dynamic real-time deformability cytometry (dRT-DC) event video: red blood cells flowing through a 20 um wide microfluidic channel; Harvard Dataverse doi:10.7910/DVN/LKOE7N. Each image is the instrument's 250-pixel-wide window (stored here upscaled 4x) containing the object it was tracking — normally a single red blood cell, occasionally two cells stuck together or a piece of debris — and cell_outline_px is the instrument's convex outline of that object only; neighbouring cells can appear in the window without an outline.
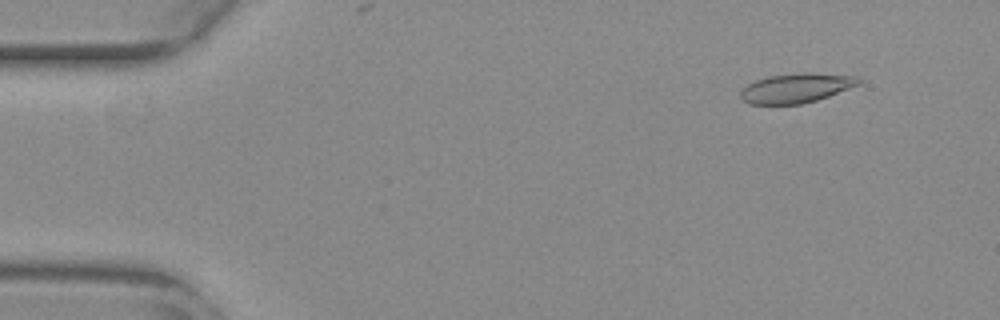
{"species": "common noctule bat (a hibernating species)", "species_latin": "Nyctalus noctula", "temperature_condition": "warm", "stored_images_in_passage": 54, "camera_frame_rate_fps": 3000, "um_per_image_px": 0.085, "animal": {"sex": "female", "body_mass_g": 29.2, "forearm_length_mm": 56.3}, "frame": {"image": 1, "passage_image": 6, "time_ms": 1.667, "image_size_px": [1000, 320], "cell_outline_px": [[860, 84], [828, 96], [816, 100], [800, 104], [748, 104], [740, 96], [740, 92], [748, 84], [756, 80], [768, 76], [800, 72], [808, 72], [856, 76], [860, 80]], "centroid_in_image_um": [67.67, 7.47], "position_along_channel_um": 17.3, "area_um2": 20.17}}
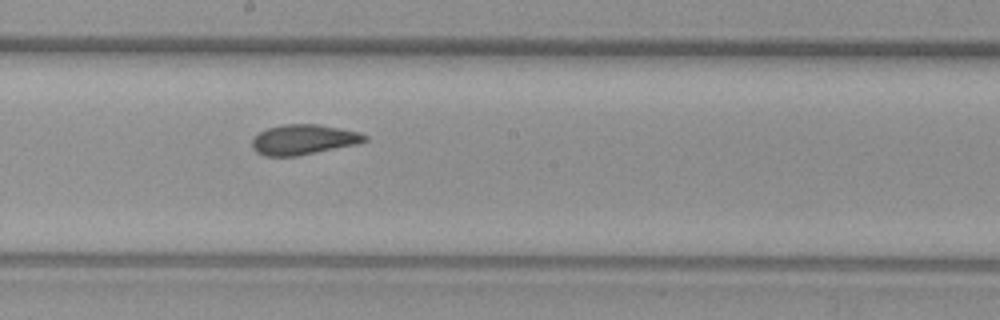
{"frame": {"image": 2, "passage_image": 30, "time_ms": 9.667, "image_size_px": [1000, 320], "cell_outline_px": [[368, 140], [356, 144], [296, 156], [264, 156], [256, 152], [252, 148], [252, 140], [260, 132], [268, 128], [284, 124], [320, 124], [360, 132], [368, 136]], "centroid_in_image_um": [25.8, 11.86], "position_along_channel_um": 222.4, "area_um2": 19.71}}
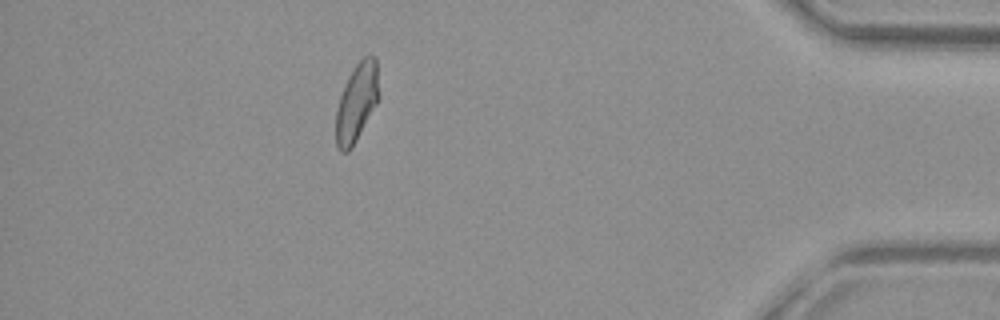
{"frame": {"image": 3, "passage_image": 48, "time_ms": 15.667, "image_size_px": [1000, 320], "cell_outline_px": [[380, 96], [376, 104], [352, 148], [348, 152], [340, 152], [336, 144], [336, 108], [340, 96], [348, 76], [356, 64], [368, 52], [372, 52], [376, 56]], "centroid_in_image_um": [30.34, 8.65], "position_along_channel_um": 404.9, "area_um2": 19.88}, "authors_computed_cell_mechanics": {"area_um2": 20.1144, "velocity_mm_per_s": 3.8729, "shape_relaxation_time_tau1_ms": 6.7948, "shape_relaxation_time_tau2_ms": 1.9644, "deformation_change_tau1": 0.1893, "deformation_change_tau2": 0.0798}}